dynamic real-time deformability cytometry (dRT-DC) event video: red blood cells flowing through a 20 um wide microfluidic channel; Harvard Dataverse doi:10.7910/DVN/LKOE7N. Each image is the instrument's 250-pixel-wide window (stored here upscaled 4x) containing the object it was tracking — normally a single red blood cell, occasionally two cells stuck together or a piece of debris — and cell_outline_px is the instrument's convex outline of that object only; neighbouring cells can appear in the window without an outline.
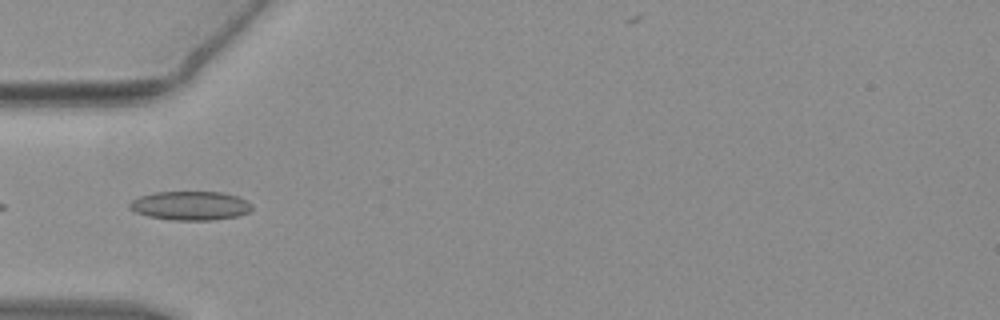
{"species": "common noctule bat (a hibernating species)", "species_latin": "Nyctalus noctula", "temperature_condition": "warm", "stored_images_in_passage": 10, "camera_frame_rate_fps": 3000, "um_per_image_px": 0.085, "animal": {"sex": "female", "body_mass_g": 19.3, "forearm_length_mm": 54.1}, "frame": {"image": 1, "passage_image": 1, "time_ms": 0.0, "image_size_px": [1000, 320], "cell_outline_px": [[252, 208], [248, 212], [240, 216], [212, 220], [172, 220], [148, 216], [136, 212], [128, 208], [128, 204], [132, 200], [140, 196], [156, 192], [220, 192], [236, 196], [252, 204]], "centroid_in_image_um": [16.17, 17.49], "position_along_channel_um": 68.8, "area_um2": 20.58}}